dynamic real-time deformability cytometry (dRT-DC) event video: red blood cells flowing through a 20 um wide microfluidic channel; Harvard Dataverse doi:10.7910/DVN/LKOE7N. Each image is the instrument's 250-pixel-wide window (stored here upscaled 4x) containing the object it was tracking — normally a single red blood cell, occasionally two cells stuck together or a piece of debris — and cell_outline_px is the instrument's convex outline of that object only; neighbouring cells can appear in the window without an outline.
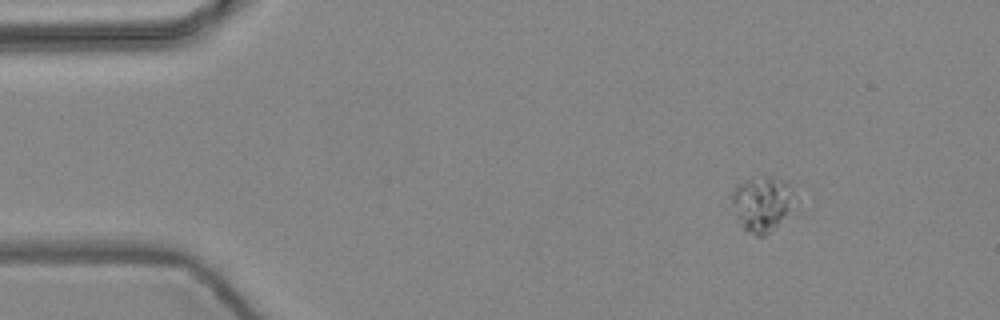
{"species": "common noctule bat (a hibernating species)", "species_latin": "Nyctalus noctula", "temperature_condition": "warm", "stored_images_in_passage": 8, "camera_frame_rate_fps": 3000, "um_per_image_px": 0.085, "animal": {"sex": "female", "body_mass_g": 24.6, "forearm_length_mm": 56.2}, "frame": {"image": 1, "passage_image": 1, "time_ms": 0.0, "image_size_px": [1000, 320], "cell_outline_px": [[792, 192], [788, 208], [776, 224], [764, 236], [756, 236], [744, 232], [732, 200], [732, 192], [740, 184], [748, 180], [764, 176], [768, 176], [788, 180]], "centroid_in_image_um": [64.72, 17.3], "position_along_channel_um": 20.3, "area_um2": 18.96}}
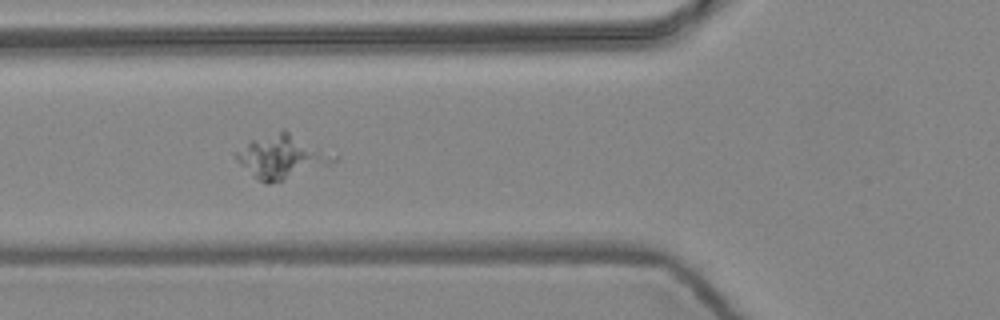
{"frame": {"image": 2, "passage_image": 5, "time_ms": 1.333, "image_size_px": [1000, 320], "cell_outline_px": [[340, 156], [336, 160], [328, 164], [268, 184], [264, 184], [240, 164], [236, 160], [232, 152], [248, 140], [284, 128]], "centroid_in_image_um": [23.91, 13.25], "position_along_channel_um": 101.9, "area_um2": 24.85}}
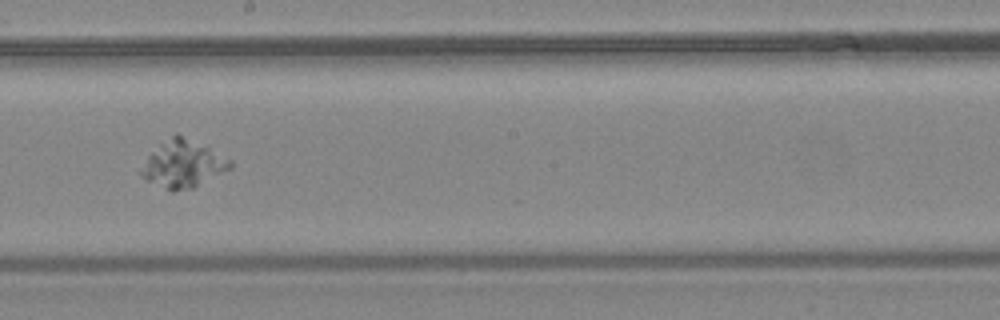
{"frame": {"image": 3, "passage_image": 8, "time_ms": 2.333, "image_size_px": [1000, 320], "cell_outline_px": [[232, 168], [192, 188], [172, 192], [140, 176], [140, 172], [148, 156], [160, 144], [176, 132], [208, 144], [232, 160]], "centroid_in_image_um": [15.62, 13.9], "position_along_channel_um": 232.6, "area_um2": 24.74}}